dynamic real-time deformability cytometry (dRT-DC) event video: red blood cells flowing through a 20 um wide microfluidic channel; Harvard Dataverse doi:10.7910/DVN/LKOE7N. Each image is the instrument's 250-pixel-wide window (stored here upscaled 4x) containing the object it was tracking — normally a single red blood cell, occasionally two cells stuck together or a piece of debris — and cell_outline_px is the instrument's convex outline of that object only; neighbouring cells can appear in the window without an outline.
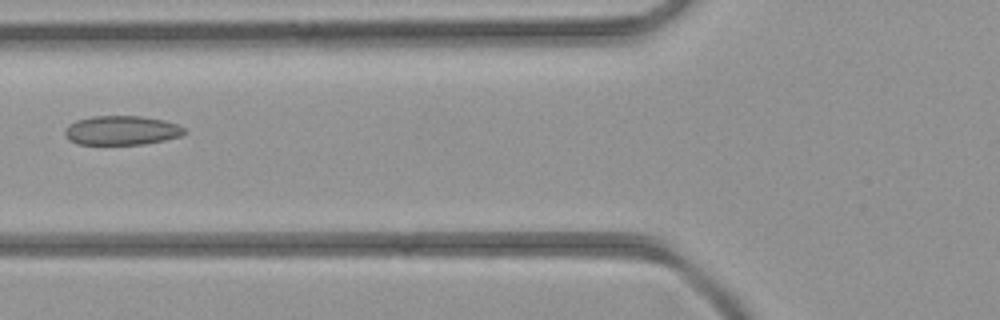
{"species": "common noctule bat (a hibernating species)", "species_latin": "Nyctalus noctula", "temperature_condition": "room temperature", "stored_images_in_passage": 3, "camera_frame_rate_fps": 3000, "um_per_image_px": 0.085, "animal": {"sex": "female", "body_mass_g": 21.9}, "frame": {"image": 1, "passage_image": 3, "time_ms": 2.333, "image_size_px": [1000, 320], "cell_outline_px": [[188, 132], [180, 136], [164, 140], [144, 144], [76, 144], [68, 140], [64, 136], [64, 132], [68, 124], [76, 120], [92, 116], [140, 116], [164, 120], [176, 124], [184, 128]], "centroid_in_image_um": [10.3, 11.08], "position_along_channel_um": 115.5, "area_um2": 20.46}}